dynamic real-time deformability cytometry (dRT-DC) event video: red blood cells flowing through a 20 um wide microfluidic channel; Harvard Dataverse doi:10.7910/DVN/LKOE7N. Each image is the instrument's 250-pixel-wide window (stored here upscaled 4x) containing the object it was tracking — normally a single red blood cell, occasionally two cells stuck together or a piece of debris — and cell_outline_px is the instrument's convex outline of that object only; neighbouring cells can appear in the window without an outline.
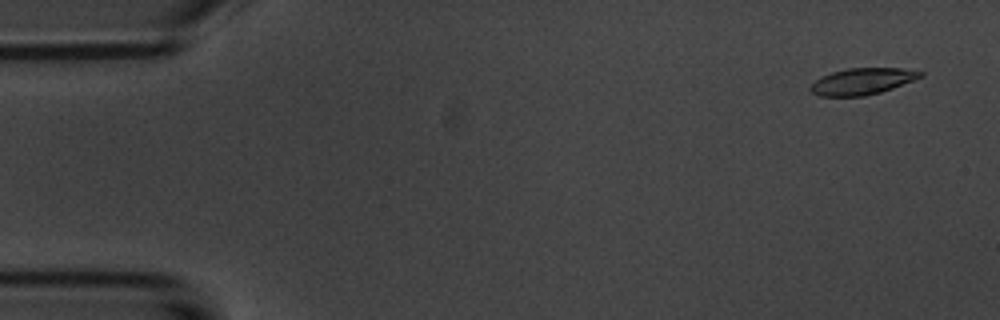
{"species": "common noctule bat (a hibernating species)", "species_latin": "Nyctalus noctula", "temperature_condition": "room temperature", "stored_images_in_passage": 4, "camera_frame_rate_fps": 3000, "um_per_image_px": 0.085, "animal": {"sex": "male", "body_mass_g": 20.1, "forearm_length_mm": 53.5}, "frame": {"image": 1, "passage_image": 1, "time_ms": 0.0, "image_size_px": [1000, 320], "cell_outline_px": [[924, 76], [892, 88], [880, 92], [864, 96], [820, 96], [812, 92], [808, 88], [816, 80], [832, 72], [848, 68], [900, 68], [924, 72]], "centroid_in_image_um": [73.3, 6.91], "position_along_channel_um": 11.7, "area_um2": 16.76}}
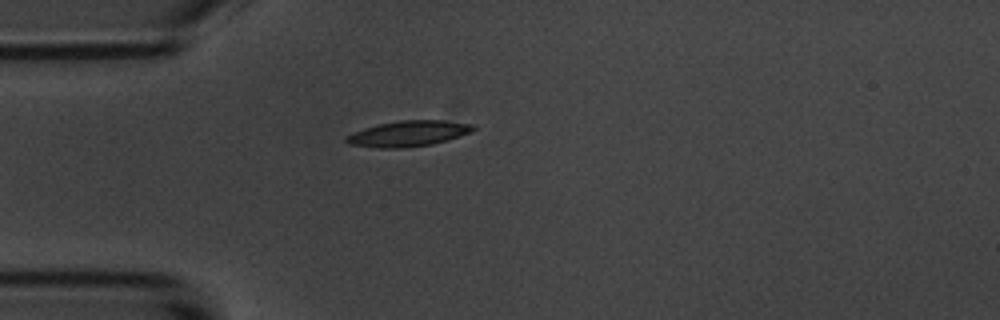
{"frame": {"image": 2, "passage_image": 4, "time_ms": 4.0, "image_size_px": [1000, 320], "cell_outline_px": [[476, 128], [472, 132], [432, 144], [404, 148], [376, 148], [348, 144], [344, 140], [344, 136], [352, 132], [364, 128], [380, 124], [400, 120], [440, 120], [476, 124]], "centroid_in_image_um": [34.68, 11.36], "position_along_channel_um": 50.3, "area_um2": 19.13}}